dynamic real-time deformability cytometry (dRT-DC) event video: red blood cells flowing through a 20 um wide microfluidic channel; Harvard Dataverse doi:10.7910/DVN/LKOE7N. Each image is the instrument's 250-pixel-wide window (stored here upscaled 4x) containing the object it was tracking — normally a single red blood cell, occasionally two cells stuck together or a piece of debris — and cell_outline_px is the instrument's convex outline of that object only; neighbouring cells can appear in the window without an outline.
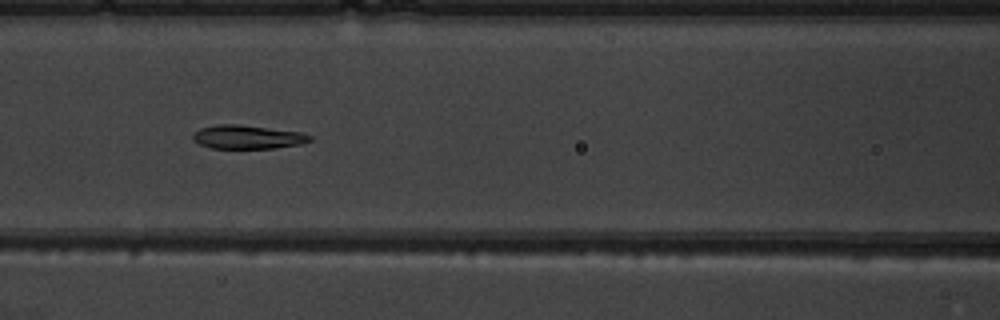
{"species": "common noctule bat (a hibernating species)", "species_latin": "Nyctalus noctula", "temperature_condition": "warm", "stored_images_in_passage": 9, "camera_frame_rate_fps": 3000, "um_per_image_px": 0.085, "animal": {"sex": "male", "body_mass_g": 19.5, "forearm_length_mm": 54.6}, "frame": {"image": 1, "passage_image": 6, "time_ms": 5.667, "image_size_px": [1000, 320], "cell_outline_px": [[312, 140], [300, 144], [276, 148], [212, 148], [200, 144], [192, 140], [192, 132], [200, 128], [216, 124], [236, 124], [300, 132], [312, 136]], "centroid_in_image_um": [21.0, 11.64], "position_along_channel_um": 145.6, "area_um2": 16.13}}
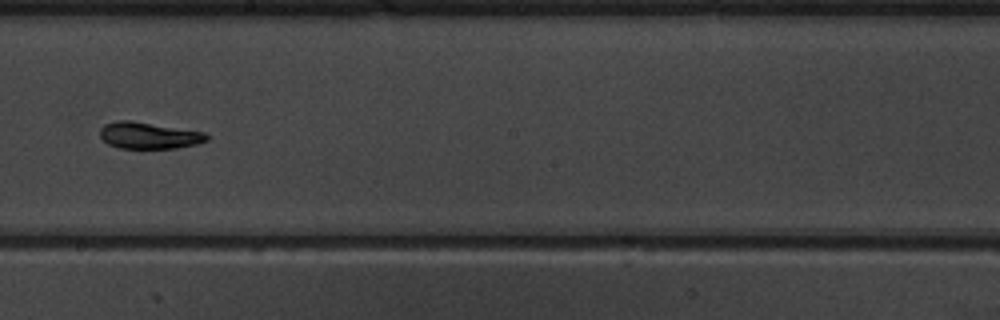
{"frame": {"image": 2, "passage_image": 8, "time_ms": 8.0, "image_size_px": [1000, 320], "cell_outline_px": [[208, 140], [196, 144], [176, 148], [120, 148], [108, 144], [100, 136], [100, 128], [104, 124], [116, 120], [128, 120], [204, 132], [208, 136]], "centroid_in_image_um": [12.62, 11.51], "position_along_channel_um": 235.6, "area_um2": 16.36}}
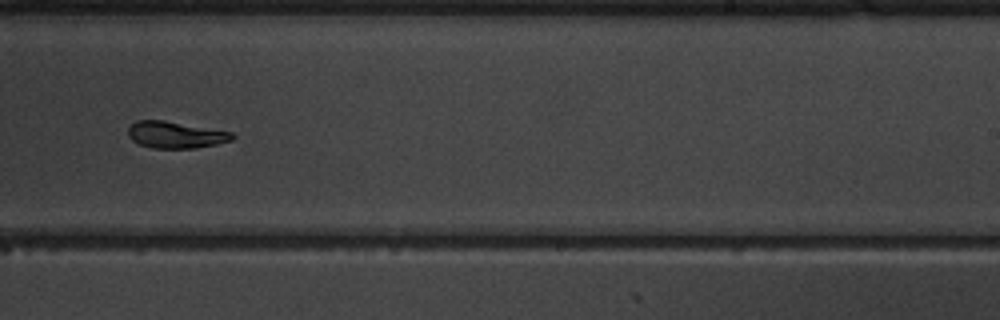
{"frame": {"image": 3, "passage_image": 9, "time_ms": 9.0, "image_size_px": [1000, 320], "cell_outline_px": [[236, 136], [232, 140], [216, 144], [196, 148], [152, 148], [140, 144], [132, 140], [128, 136], [128, 128], [136, 120], [164, 120], [232, 132]], "centroid_in_image_um": [14.92, 11.46], "position_along_channel_um": 274.1, "area_um2": 16.18}}